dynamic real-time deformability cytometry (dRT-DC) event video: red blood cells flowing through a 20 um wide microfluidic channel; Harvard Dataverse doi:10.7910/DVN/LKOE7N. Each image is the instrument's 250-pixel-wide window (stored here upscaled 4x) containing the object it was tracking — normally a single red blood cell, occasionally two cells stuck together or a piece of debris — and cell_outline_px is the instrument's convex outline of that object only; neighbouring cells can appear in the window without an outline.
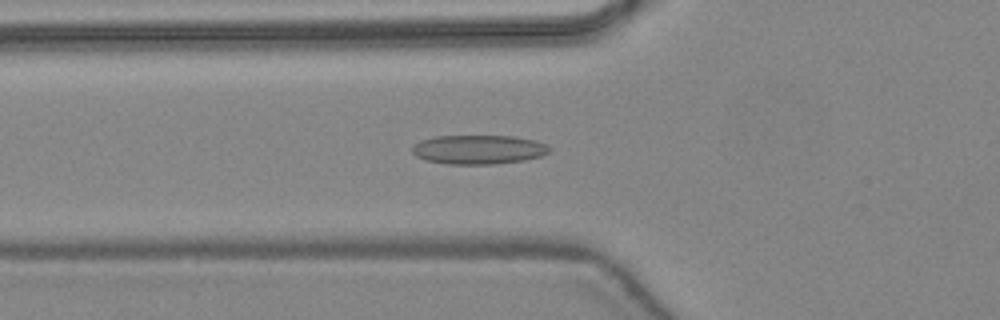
{"species": "common noctule bat (a hibernating species)", "species_latin": "Nyctalus noctula", "temperature_condition": "warm", "stored_images_in_passage": 41, "camera_frame_rate_fps": 3000, "um_per_image_px": 0.085, "animal": {"sex": "female", "body_mass_g": 24.6, "forearm_length_mm": 56.2}, "frame": {"image": 1, "passage_image": 18, "time_ms": 5.667, "image_size_px": [1000, 320], "cell_outline_px": [[552, 148], [548, 152], [540, 156], [524, 160], [492, 164], [448, 164], [428, 160], [416, 156], [412, 152], [412, 144], [420, 140], [436, 136], [512, 136], [536, 140], [548, 144]], "centroid_in_image_um": [40.68, 12.7], "position_along_channel_um": 85.1, "area_um2": 23.35}}
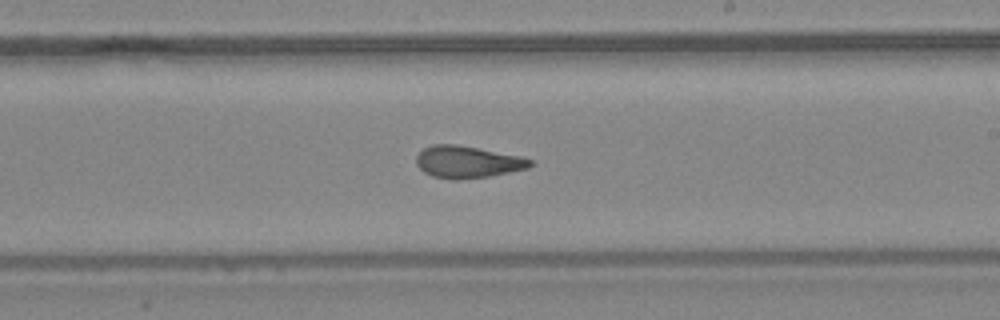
{"frame": {"image": 2, "passage_image": 29, "time_ms": 9.333, "image_size_px": [1000, 320], "cell_outline_px": [[536, 164], [528, 168], [488, 176], [452, 180], [432, 176], [424, 172], [416, 164], [416, 156], [424, 148], [432, 144], [456, 144], [520, 156], [532, 160]], "centroid_in_image_um": [39.73, 13.76], "position_along_channel_um": 249.3, "area_um2": 21.15}}
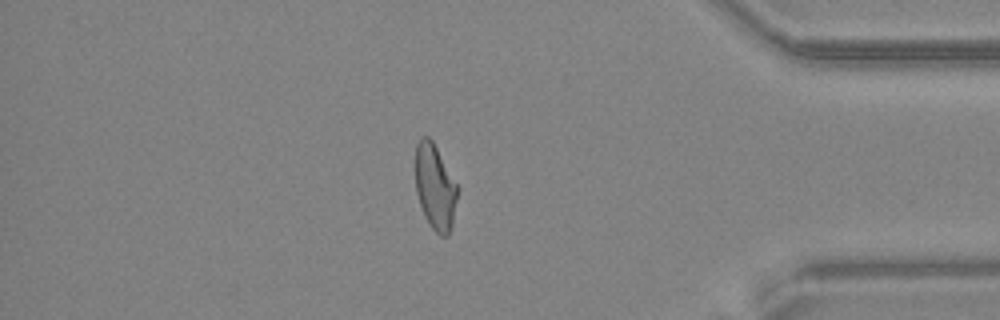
{"frame": {"image": 3, "passage_image": 41, "time_ms": 13.333, "image_size_px": [1000, 320], "cell_outline_px": [[460, 188], [452, 224], [448, 236], [440, 236], [432, 228], [424, 216], [416, 192], [416, 144], [420, 136], [428, 136], [432, 140]], "centroid_in_image_um": [37.0, 15.89], "position_along_channel_um": 398.2, "area_um2": 21.15}, "authors_computed_cell_mechanics": {"area_um2": 21.675, "velocity_mm_per_s": 4.4452, "shape_relaxation_time_tau1_ms": null, "shape_relaxation_time_tau2_ms": 1.6745, "deformation_change_tau1": null, "deformation_change_tau2": 0.0869}}